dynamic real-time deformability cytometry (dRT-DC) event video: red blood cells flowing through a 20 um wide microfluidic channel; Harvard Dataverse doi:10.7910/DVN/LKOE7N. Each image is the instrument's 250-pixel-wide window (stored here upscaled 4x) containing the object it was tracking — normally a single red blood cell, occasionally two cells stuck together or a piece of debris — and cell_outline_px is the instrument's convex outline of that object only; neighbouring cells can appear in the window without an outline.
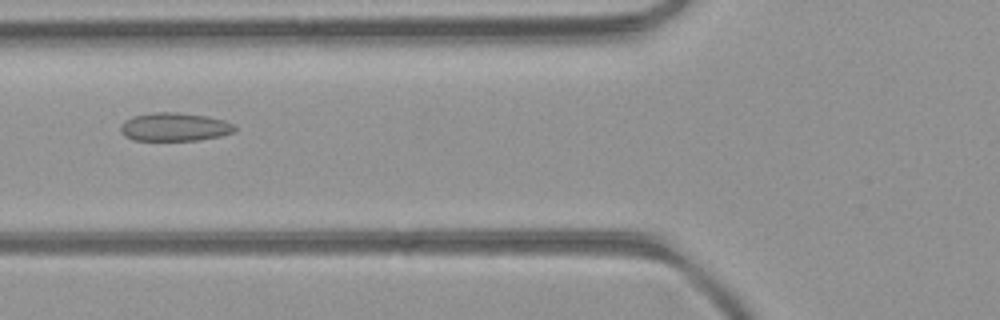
{"species": "common noctule bat (a hibernating species)", "species_latin": "Nyctalus noctula", "temperature_condition": "room temperature", "stored_images_in_passage": 43, "camera_frame_rate_fps": 3000, "um_per_image_px": 0.085, "animal": {"sex": "female", "body_mass_g": 21.9}, "frame": {"image": 1, "passage_image": 12, "time_ms": 3.667, "image_size_px": [1000, 320], "cell_outline_px": [[236, 128], [232, 132], [220, 136], [196, 140], [132, 140], [124, 136], [120, 132], [120, 124], [124, 120], [132, 116], [156, 112], [176, 112], [208, 116], [224, 120], [232, 124]], "centroid_in_image_um": [14.78, 10.78], "position_along_channel_um": 111.0, "area_um2": 18.9}}
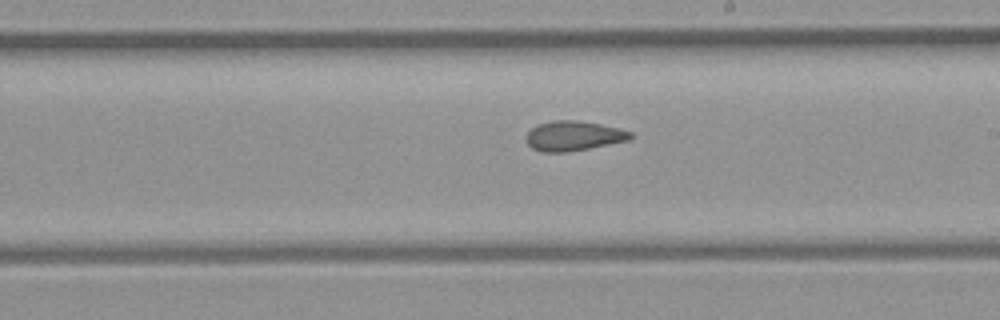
{"frame": {"image": 2, "passage_image": 21, "time_ms": 6.667, "image_size_px": [1000, 320], "cell_outline_px": [[632, 136], [628, 140], [568, 152], [540, 152], [532, 148], [528, 144], [528, 132], [536, 124], [552, 120], [580, 120], [620, 128], [632, 132]], "centroid_in_image_um": [48.74, 11.54], "position_along_channel_um": 240.3, "area_um2": 18.03}}
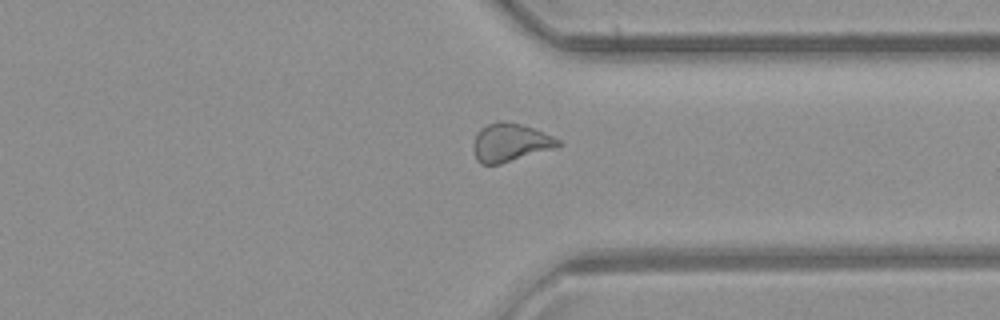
{"frame": {"image": 3, "passage_image": 30, "time_ms": 9.667, "image_size_px": [1000, 320], "cell_outline_px": [[564, 144], [552, 148], [500, 164], [480, 164], [476, 160], [472, 148], [476, 132], [480, 128], [488, 124], [500, 120], [520, 124], [532, 128], [552, 136], [560, 140]], "centroid_in_image_um": [43.31, 12.11], "position_along_channel_um": 368.1, "area_um2": 18.73}, "authors_computed_cell_mechanics": {"area_um2": 18.7272, "velocity_mm_per_s": 4.2985, "shape_relaxation_time_tau1_ms": null, "shape_relaxation_time_tau2_ms": 2.2233, "deformation_change_tau1": null, "deformation_change_tau2": 0.0829}}